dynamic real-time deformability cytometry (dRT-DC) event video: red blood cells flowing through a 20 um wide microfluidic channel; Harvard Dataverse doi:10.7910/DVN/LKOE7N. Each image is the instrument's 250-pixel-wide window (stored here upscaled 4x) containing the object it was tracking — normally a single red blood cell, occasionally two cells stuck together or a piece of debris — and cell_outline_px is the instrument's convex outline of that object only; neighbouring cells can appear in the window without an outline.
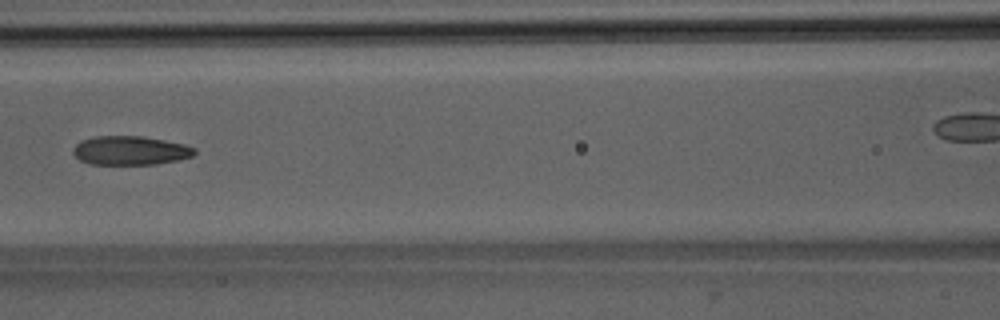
{"species": "Egyptian fruit bat (a non-hibernating species)", "species_latin": "Rousettus aegyptiacus", "temperature_condition": "room temperature", "stored_images_in_passage": 7, "camera_frame_rate_fps": 3000, "um_per_image_px": 0.085, "animal": {"sex": "male"}, "frame": {"image": 1, "passage_image": 5, "time_ms": 4.667, "image_size_px": [1000, 320], "cell_outline_px": [[196, 152], [192, 156], [176, 160], [156, 164], [88, 164], [80, 160], [72, 152], [72, 148], [80, 140], [96, 136], [144, 136], [184, 144], [196, 148]], "centroid_in_image_um": [11.05, 12.79], "position_along_channel_um": 155.6, "area_um2": 20.52}}